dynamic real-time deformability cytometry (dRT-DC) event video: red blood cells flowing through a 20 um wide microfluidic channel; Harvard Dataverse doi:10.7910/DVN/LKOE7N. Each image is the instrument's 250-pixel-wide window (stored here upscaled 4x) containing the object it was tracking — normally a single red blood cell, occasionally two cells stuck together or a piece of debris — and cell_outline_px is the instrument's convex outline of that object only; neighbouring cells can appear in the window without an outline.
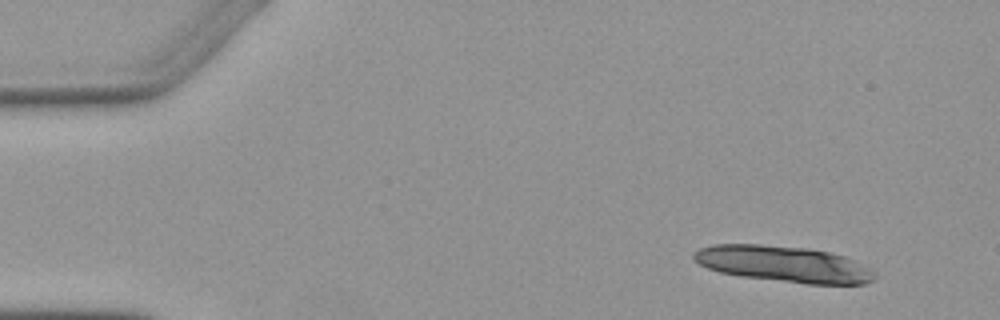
{"species": "Egyptian fruit bat (a non-hibernating species)", "species_latin": "Rousettus aegyptiacus", "temperature_condition": "warm", "stored_images_in_passage": 5, "camera_frame_rate_fps": 3000, "um_per_image_px": 0.085, "animal": {"sex": "female"}, "frame": {"image": 1, "passage_image": 1, "time_ms": 0.0, "image_size_px": [1000, 320], "cell_outline_px": [[876, 280], [864, 284], [808, 284], [740, 276], [720, 272], [708, 268], [692, 260], [692, 252], [700, 248], [712, 244], [760, 244], [808, 248], [828, 252], [844, 256], [868, 268], [876, 276]], "centroid_in_image_um": [66.56, 22.44], "position_along_channel_um": 18.4, "area_um2": 38.09}}